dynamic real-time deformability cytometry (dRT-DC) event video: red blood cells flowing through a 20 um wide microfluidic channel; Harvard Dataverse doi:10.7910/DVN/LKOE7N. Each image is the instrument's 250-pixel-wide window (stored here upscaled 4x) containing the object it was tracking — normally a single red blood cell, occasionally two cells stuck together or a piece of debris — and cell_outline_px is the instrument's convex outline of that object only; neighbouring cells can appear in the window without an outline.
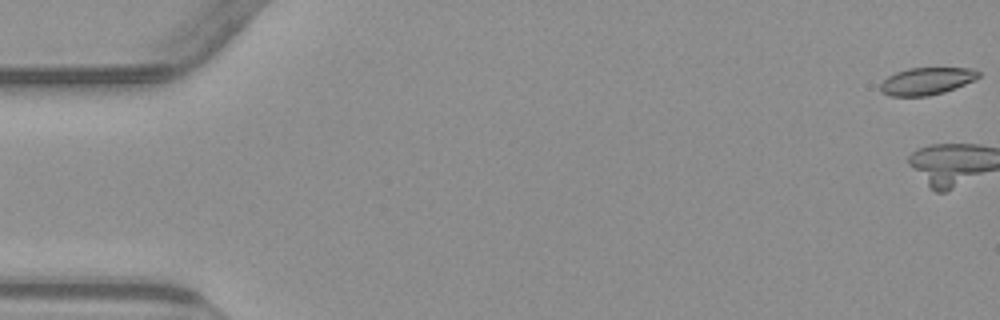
{"species": "common noctule bat (a hibernating species)", "species_latin": "Nyctalus noctula", "temperature_condition": "warm", "stored_images_in_passage": 3, "camera_frame_rate_fps": 3000, "um_per_image_px": 0.085, "animal": {"sex": "male", "body_mass_g": 23.1, "forearm_length_mm": 52.7}, "frame": {"image": 1, "passage_image": 1, "time_ms": 0.0, "image_size_px": [1000, 320], "cell_outline_px": [[980, 76], [964, 84], [944, 92], [928, 96], [888, 96], [880, 92], [880, 84], [888, 76], [896, 72], [908, 68], [972, 68], [980, 72]], "centroid_in_image_um": [78.72, 6.9], "position_along_channel_um": 6.3, "area_um2": 15.55}}